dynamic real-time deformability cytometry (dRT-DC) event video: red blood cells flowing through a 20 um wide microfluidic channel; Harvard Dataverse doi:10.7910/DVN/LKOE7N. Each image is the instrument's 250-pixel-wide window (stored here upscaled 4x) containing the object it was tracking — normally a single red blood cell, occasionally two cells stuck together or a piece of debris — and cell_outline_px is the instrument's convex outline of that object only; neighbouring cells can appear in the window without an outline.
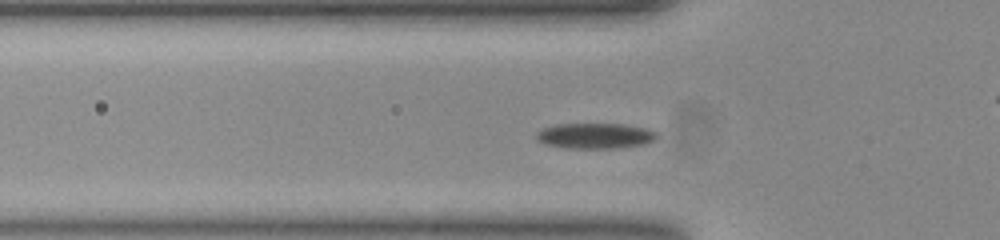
{"species": "common noctule bat (a hibernating species)", "species_latin": "Nyctalus noctula", "temperature_condition": "room temperature", "stored_images_in_passage": 52, "camera_frame_rate_fps": 3000, "um_per_image_px": 0.085, "animal": {"sex": "female", "body_mass_g": 23.0, "forearm_length_mm": 53.4}, "frame": {"image": 1, "passage_image": 14, "time_ms": 4.333, "image_size_px": [1000, 240], "cell_outline_px": [[656, 140], [644, 144], [616, 148], [572, 148], [544, 144], [536, 136], [536, 132], [544, 128], [556, 124], [620, 124], [644, 128], [656, 132]], "centroid_in_image_um": [50.59, 11.54], "position_along_channel_um": 75.2, "area_um2": 17.63}}
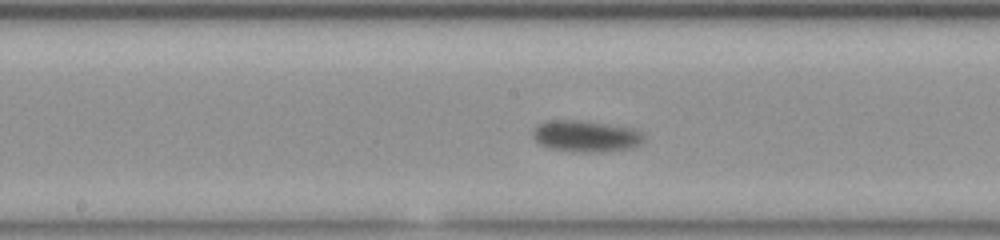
{"frame": {"image": 2, "passage_image": 24, "time_ms": 7.667, "image_size_px": [1000, 240], "cell_outline_px": [[644, 140], [640, 144], [624, 148], [600, 152], [552, 148], [540, 144], [532, 136], [532, 132], [544, 120], [576, 120], [628, 128], [640, 132], [644, 136]], "centroid_in_image_um": [49.75, 11.55], "position_along_channel_um": 198.5, "area_um2": 19.36}}
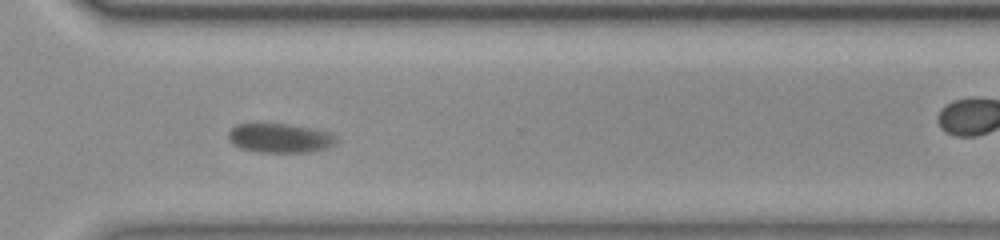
{"frame": {"image": 3, "passage_image": 36, "time_ms": 11.667, "image_size_px": [1000, 240], "cell_outline_px": [[336, 144], [328, 148], [308, 152], [260, 152], [240, 148], [232, 144], [228, 140], [228, 132], [236, 124], [288, 124], [328, 132], [336, 136]], "centroid_in_image_um": [23.77, 11.75], "position_along_channel_um": 346.8, "area_um2": 18.32}, "authors_computed_cell_mechanics": {"area_um2": 18.207, "velocity_mm_per_s": 3.7057, "shape_relaxation_time_tau1_ms": 2.8146, "shape_relaxation_time_tau2_ms": null, "deformation_change_tau1": 0.0811, "deformation_change_tau2": null}}